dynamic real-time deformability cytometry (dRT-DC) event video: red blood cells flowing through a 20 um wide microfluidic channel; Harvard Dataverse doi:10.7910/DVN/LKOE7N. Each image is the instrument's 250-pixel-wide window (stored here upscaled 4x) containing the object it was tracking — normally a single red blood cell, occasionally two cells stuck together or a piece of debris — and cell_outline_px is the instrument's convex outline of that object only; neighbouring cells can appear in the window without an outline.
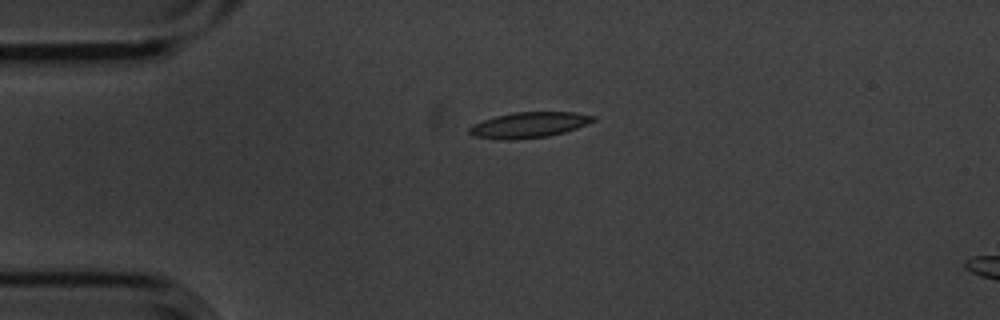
{"species": "common noctule bat (a hibernating species)", "species_latin": "Nyctalus noctula", "temperature_condition": "cold", "stored_images_in_passage": 3, "camera_frame_rate_fps": 3000, "um_per_image_px": 0.085, "animal": {"sex": "male", "body_mass_g": 20.1, "forearm_length_mm": 53.5}, "frame": {"image": 1, "passage_image": 1, "time_ms": 0.0, "image_size_px": [1000, 320], "cell_outline_px": [[596, 120], [576, 128], [564, 132], [548, 136], [508, 140], [504, 140], [472, 136], [468, 132], [468, 128], [472, 124], [496, 116], [516, 112], [576, 112], [596, 116]], "centroid_in_image_um": [44.95, 10.62], "position_along_channel_um": 40.1, "area_um2": 18.44}}
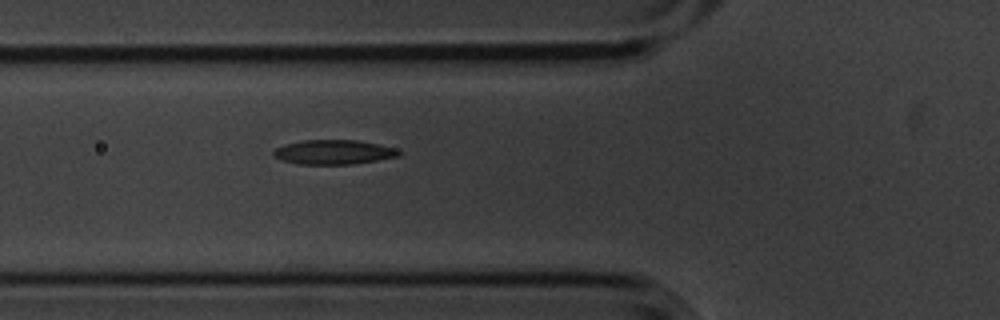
{"frame": {"image": 2, "passage_image": 3, "time_ms": 0.667, "image_size_px": [1000, 320], "cell_outline_px": [[404, 152], [400, 156], [352, 164], [296, 164], [280, 160], [272, 156], [272, 152], [276, 148], [284, 144], [300, 140], [356, 140], [396, 148]], "centroid_in_image_um": [28.32, 12.93], "position_along_channel_um": 97.5, "area_um2": 18.03}}